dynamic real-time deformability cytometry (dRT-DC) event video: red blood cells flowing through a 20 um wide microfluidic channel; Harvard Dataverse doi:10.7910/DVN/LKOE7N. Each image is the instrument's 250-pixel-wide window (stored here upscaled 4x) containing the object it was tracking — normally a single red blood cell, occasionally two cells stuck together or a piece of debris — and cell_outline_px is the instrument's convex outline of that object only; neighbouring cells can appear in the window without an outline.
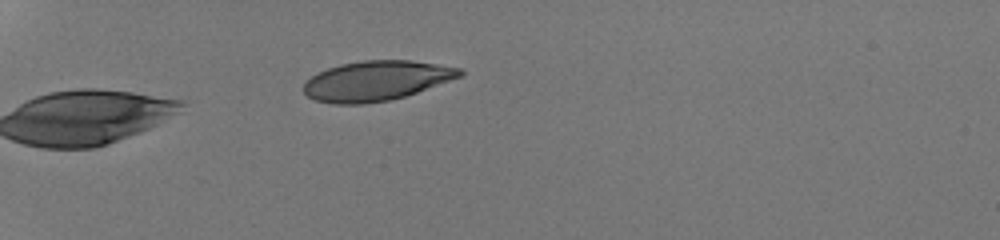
{"species": "human", "species_latin": "Homo sapiens", "temperature_condition": "room temperature", "stored_images_in_passage": 26, "camera_frame_rate_fps": 3000, "um_per_image_px": 0.085, "donor": {"sex": "male"}, "frame": {"image": 1, "passage_image": 1, "time_ms": 0.0, "image_size_px": [1000, 240], "cell_outline_px": [[464, 72], [460, 76], [416, 92], [404, 96], [388, 100], [364, 104], [332, 104], [316, 100], [308, 96], [304, 92], [304, 84], [312, 76], [328, 68], [340, 64], [364, 60], [412, 60], [460, 68]], "centroid_in_image_um": [31.96, 6.86], "position_along_channel_um": 53.0, "area_um2": 35.78}}
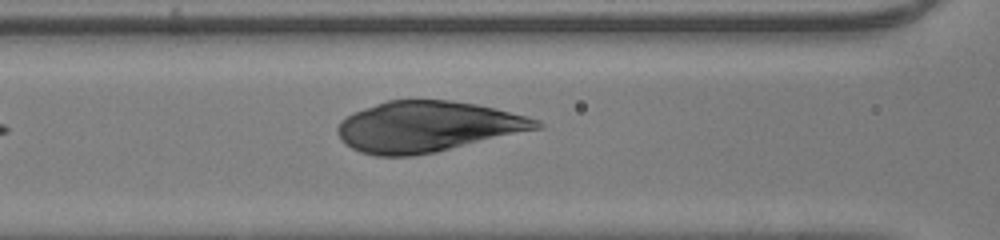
{"frame": {"image": 2, "passage_image": 5, "time_ms": 1.333, "image_size_px": [1000, 240], "cell_outline_px": [[544, 124], [540, 128], [436, 152], [412, 156], [376, 156], [360, 152], [352, 148], [336, 132], [336, 128], [340, 120], [352, 112], [388, 100], [452, 100], [476, 104], [496, 108], [528, 116], [540, 120]], "centroid_in_image_um": [36.33, 10.76], "position_along_channel_um": 130.3, "area_um2": 58.67}}
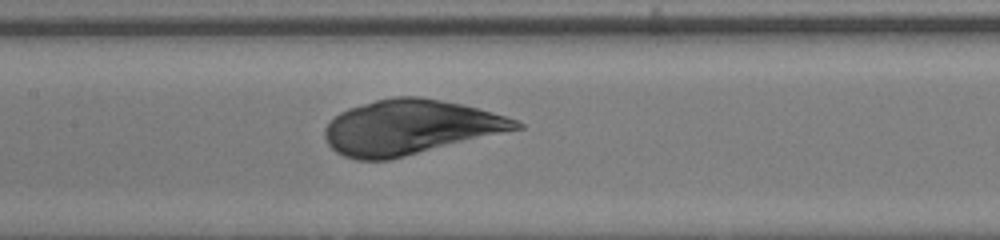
{"frame": {"image": 3, "passage_image": 8, "time_ms": 2.333, "image_size_px": [1000, 240], "cell_outline_px": [[524, 128], [388, 160], [356, 160], [344, 156], [336, 152], [328, 144], [324, 136], [324, 128], [340, 112], [348, 108], [376, 100], [396, 96], [420, 96], [464, 104], [492, 112], [516, 120], [524, 124]], "centroid_in_image_um": [34.85, 10.81], "position_along_channel_um": 172.5, "area_um2": 60.81}}